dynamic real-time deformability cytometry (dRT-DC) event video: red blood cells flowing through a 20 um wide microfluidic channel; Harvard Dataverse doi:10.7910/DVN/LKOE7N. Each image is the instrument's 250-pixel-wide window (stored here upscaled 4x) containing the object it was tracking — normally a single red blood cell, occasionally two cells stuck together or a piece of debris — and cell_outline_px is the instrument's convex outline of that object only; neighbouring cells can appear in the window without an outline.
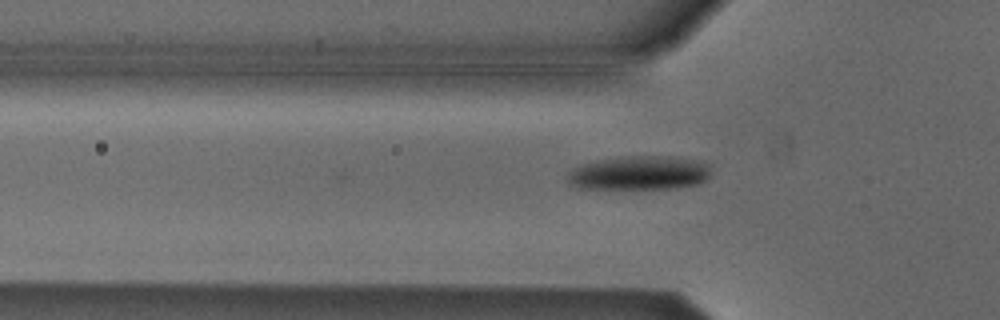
{"species": "Egyptian fruit bat (a non-hibernating species)", "species_latin": "Rousettus aegyptiacus", "temperature_condition": "cold", "stored_images_in_passage": 25, "camera_frame_rate_fps": 3000, "um_per_image_px": 0.085, "animal": {"sex": "male"}, "frame": {"image": 1, "passage_image": 3, "time_ms": 0.667, "image_size_px": [1000, 320], "cell_outline_px": [[708, 176], [700, 184], [676, 188], [588, 188], [572, 184], [568, 180], [568, 172], [584, 164], [600, 160], [632, 156], [672, 156], [696, 160], [708, 164]], "centroid_in_image_um": [54.41, 14.7], "position_along_channel_um": 71.4, "area_um2": 27.74}}
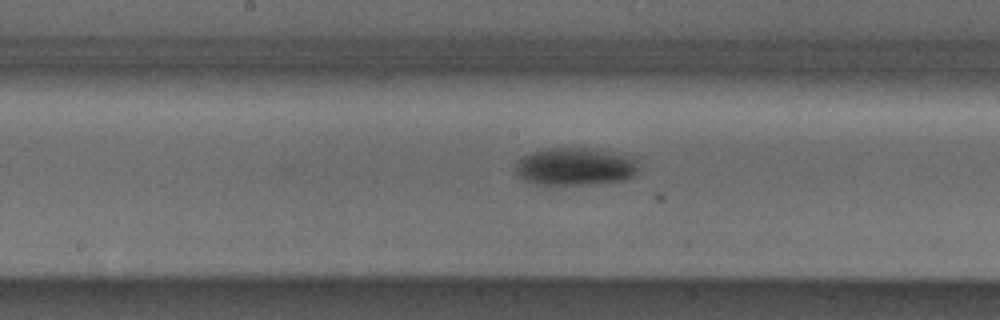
{"frame": {"image": 2, "passage_image": 13, "time_ms": 4.0, "image_size_px": [1000, 320], "cell_outline_px": [[640, 168], [632, 176], [624, 180], [592, 184], [536, 184], [524, 180], [516, 172], [516, 164], [524, 156], [532, 152], [552, 148], [588, 148], [636, 156]], "centroid_in_image_um": [48.97, 14.15], "position_along_channel_um": 199.2, "area_um2": 26.99}}
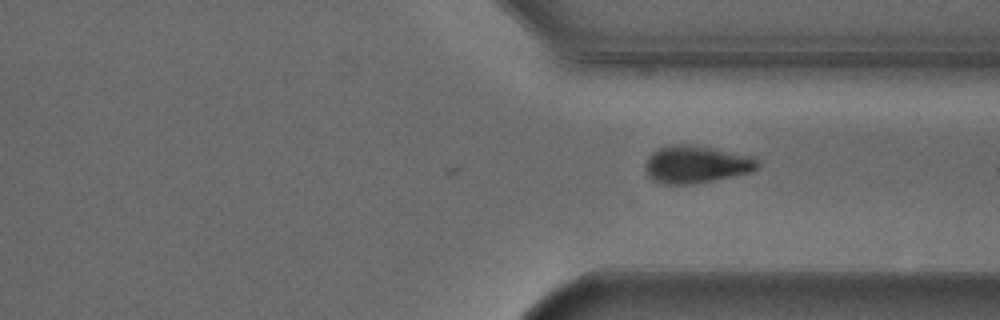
{"frame": {"image": 3, "passage_image": 25, "time_ms": 8.0, "image_size_px": [1000, 320], "cell_outline_px": [[760, 164], [752, 172], [692, 184], [664, 184], [652, 180], [648, 176], [644, 168], [644, 164], [648, 156], [652, 152], [668, 144], [696, 144], [756, 156]], "centroid_in_image_um": [59.18, 13.94], "position_along_channel_um": 352.2, "area_um2": 25.03}}